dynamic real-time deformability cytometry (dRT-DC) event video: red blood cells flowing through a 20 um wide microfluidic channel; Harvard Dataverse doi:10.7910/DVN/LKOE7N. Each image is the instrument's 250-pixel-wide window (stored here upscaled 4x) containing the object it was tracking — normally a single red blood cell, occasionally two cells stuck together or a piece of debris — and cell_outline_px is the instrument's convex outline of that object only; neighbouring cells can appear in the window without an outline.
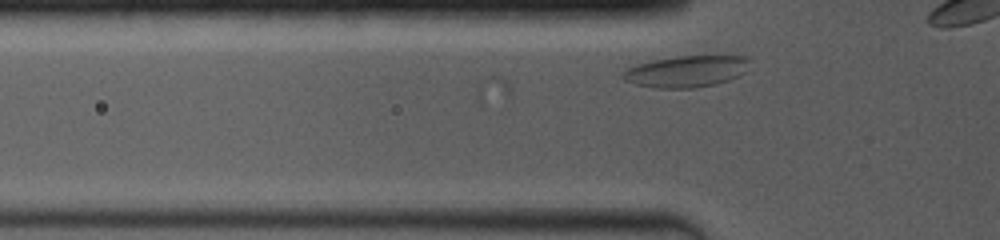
{"species": "common noctule bat (a hibernating species)", "species_latin": "Nyctalus noctula", "temperature_condition": "room temperature", "stored_images_in_passage": 2, "camera_frame_rate_fps": 4000, "um_per_image_px": 0.085, "animal": {"sex": "female", "body_mass_g": 19.0, "forearm_length_mm": 53.3}, "frame": {"image": 1, "passage_image": 2, "time_ms": 0.25, "image_size_px": [1000, 240], "cell_outline_px": [[752, 60], [744, 72], [740, 76], [716, 84], [696, 88], [656, 88], [636, 84], [624, 80], [620, 76], [620, 72], [636, 64], [652, 60], [676, 56], [752, 56]], "centroid_in_image_um": [58.35, 6.06], "position_along_channel_um": 67.4, "area_um2": 23.64}}